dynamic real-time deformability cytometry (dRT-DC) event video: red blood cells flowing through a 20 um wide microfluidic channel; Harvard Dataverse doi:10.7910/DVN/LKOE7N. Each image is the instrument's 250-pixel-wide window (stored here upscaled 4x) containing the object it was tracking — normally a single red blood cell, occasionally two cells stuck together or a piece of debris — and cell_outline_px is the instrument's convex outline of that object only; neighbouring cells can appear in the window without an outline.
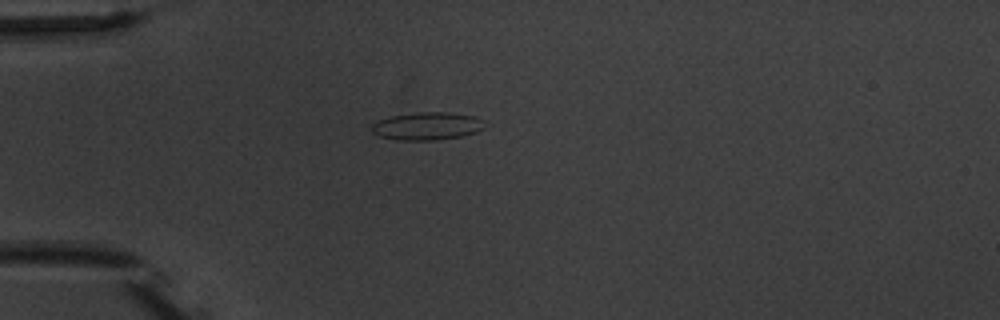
{"species": "common noctule bat (a hibernating species)", "species_latin": "Nyctalus noctula", "temperature_condition": "warm", "stored_images_in_passage": 2, "camera_frame_rate_fps": 3000, "um_per_image_px": 0.085, "animal": {"sex": "male", "body_mass_g": 20.1, "forearm_length_mm": 53.5}, "frame": {"image": 1, "passage_image": 1, "time_ms": 0.0, "image_size_px": [1000, 320], "cell_outline_px": [[484, 128], [476, 132], [460, 136], [432, 140], [396, 140], [380, 136], [372, 132], [372, 124], [376, 120], [388, 116], [416, 112], [448, 112], [476, 116], [484, 120]], "centroid_in_image_um": [36.28, 10.7], "position_along_channel_um": 48.7, "area_um2": 18.44}}